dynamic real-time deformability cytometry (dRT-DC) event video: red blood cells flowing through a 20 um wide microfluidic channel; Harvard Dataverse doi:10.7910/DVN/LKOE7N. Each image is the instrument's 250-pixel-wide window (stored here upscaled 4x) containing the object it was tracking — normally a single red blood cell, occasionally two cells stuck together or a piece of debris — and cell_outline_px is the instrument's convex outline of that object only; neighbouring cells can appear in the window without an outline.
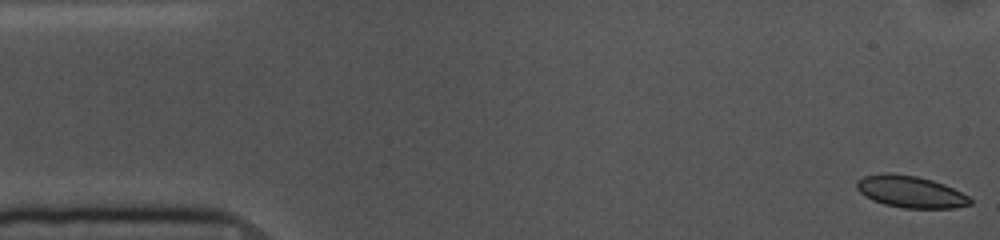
{"species": "common noctule bat (a hibernating species)", "species_latin": "Nyctalus noctula", "temperature_condition": "cold", "stored_images_in_passage": 54, "camera_frame_rate_fps": 3000, "um_per_image_px": 0.085, "animal": {"sex": "female", "body_mass_g": 10.0, "forearm_length_mm": 53.1}, "frame": {"image": 1, "passage_image": 1, "time_ms": 0.0, "image_size_px": [1000, 240], "cell_outline_px": [[972, 204], [956, 208], [904, 208], [884, 204], [872, 200], [864, 196], [856, 188], [856, 180], [864, 176], [884, 172], [892, 172], [916, 176], [932, 180], [944, 184], [968, 196], [972, 200]], "centroid_in_image_um": [77.36, 16.29], "position_along_channel_um": 7.6, "area_um2": 21.21}}
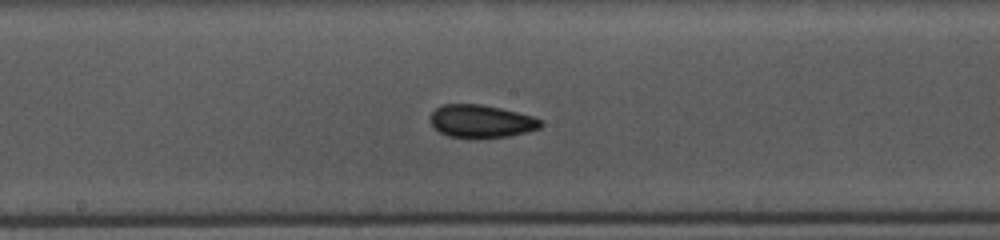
{"frame": {"image": 2, "passage_image": 27, "time_ms": 8.667, "image_size_px": [1000, 240], "cell_outline_px": [[544, 124], [540, 128], [508, 136], [448, 136], [440, 132], [432, 124], [432, 112], [436, 108], [444, 104], [480, 104], [500, 108], [532, 116], [544, 120]], "centroid_in_image_um": [40.95, 10.27], "position_along_channel_um": 207.3, "area_um2": 20.46}}
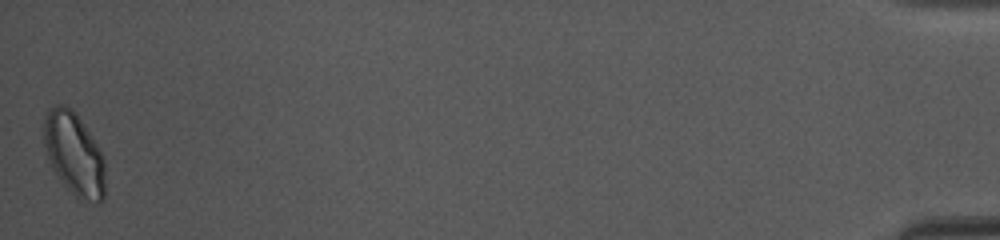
{"frame": {"image": 3, "passage_image": 54, "time_ms": 17.667, "image_size_px": [1000, 240], "cell_outline_px": [[104, 200], [80, 200], [64, 184], [52, 168], [44, 144], [44, 116], [48, 108], [56, 104], [64, 104], [72, 108], [76, 112], [100, 148], [104, 156]], "centroid_in_image_um": [6.29, 13.01], "position_along_channel_um": 428.9, "area_um2": 29.54}, "authors_computed_cell_mechanics": {"area_um2": 21.2126, "velocity_mm_per_s": 3.5847, "shape_relaxation_time_tau1_ms": null, "shape_relaxation_time_tau2_ms": 2.0604, "deformation_change_tau1": null, "deformation_change_tau2": 0.0473}}